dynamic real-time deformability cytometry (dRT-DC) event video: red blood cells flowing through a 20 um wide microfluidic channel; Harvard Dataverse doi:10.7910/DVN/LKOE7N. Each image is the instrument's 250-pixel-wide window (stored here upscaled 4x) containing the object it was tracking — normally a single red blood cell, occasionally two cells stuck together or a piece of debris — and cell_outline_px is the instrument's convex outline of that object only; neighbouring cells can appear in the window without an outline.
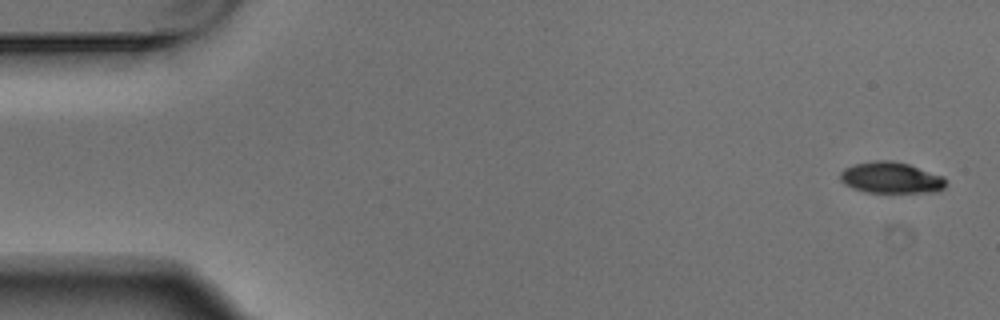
{"species": "Egyptian fruit bat (a non-hibernating species)", "species_latin": "Rousettus aegyptiacus", "temperature_condition": "warm", "stored_images_in_passage": 4, "camera_frame_rate_fps": 3000, "um_per_image_px": 0.085, "animal": {"sex": "male"}, "frame": {"image": 1, "passage_image": 1, "time_ms": 0.0, "image_size_px": [1000, 320], "cell_outline_px": [[944, 188], [936, 192], [864, 192], [852, 188], [844, 184], [840, 180], [840, 172], [844, 168], [856, 164], [872, 160], [892, 160], [908, 164], [944, 176]], "centroid_in_image_um": [75.7, 15.1], "position_along_channel_um": 9.3, "area_um2": 19.25}}
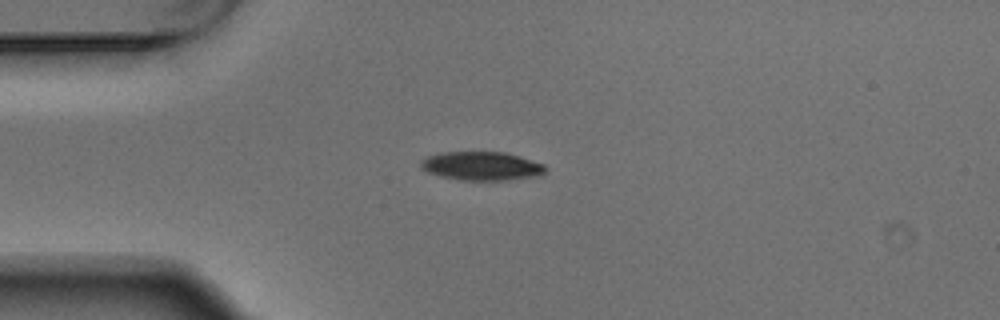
{"frame": {"image": 2, "passage_image": 4, "time_ms": 1.0, "image_size_px": [1000, 320], "cell_outline_px": [[548, 168], [544, 176], [508, 180], [460, 180], [440, 176], [428, 172], [420, 168], [420, 160], [428, 156], [440, 152], [504, 152], [520, 156], [544, 164]], "centroid_in_image_um": [40.98, 14.12], "position_along_channel_um": 44.0, "area_um2": 21.21}}